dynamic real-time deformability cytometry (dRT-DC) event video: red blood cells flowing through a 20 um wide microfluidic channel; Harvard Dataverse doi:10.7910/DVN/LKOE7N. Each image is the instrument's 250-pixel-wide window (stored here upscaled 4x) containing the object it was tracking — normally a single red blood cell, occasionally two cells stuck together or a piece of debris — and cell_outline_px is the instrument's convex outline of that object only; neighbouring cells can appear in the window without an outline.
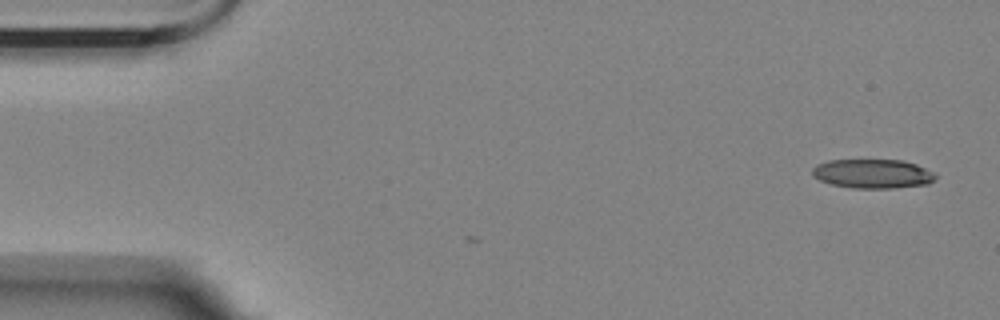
{"species": "Egyptian fruit bat (a non-hibernating species)", "species_latin": "Rousettus aegyptiacus", "temperature_condition": "room temperature", "stored_images_in_passage": 46, "camera_frame_rate_fps": 3000, "um_per_image_px": 0.085, "animal": {"sex": "female"}, "frame": {"image": 1, "passage_image": 1, "time_ms": 0.0, "image_size_px": [1000, 320], "cell_outline_px": [[936, 176], [928, 184], [896, 188], [852, 188], [832, 184], [820, 180], [812, 176], [812, 168], [816, 164], [828, 160], [904, 160], [916, 164], [936, 172]], "centroid_in_image_um": [74.18, 14.76], "position_along_channel_um": 10.8, "area_um2": 21.1}}
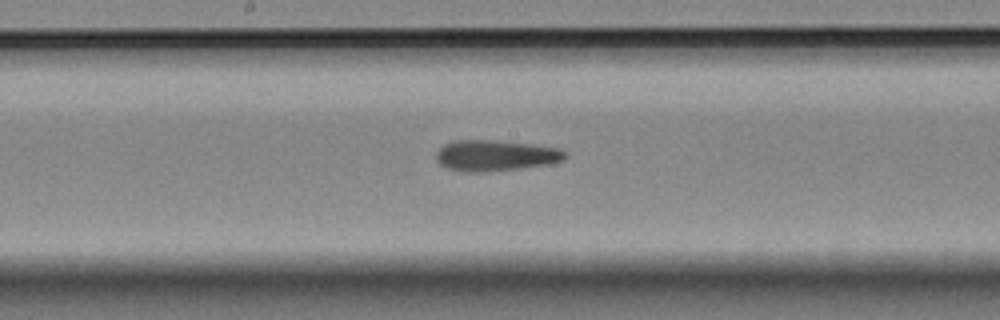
{"frame": {"image": 2, "passage_image": 27, "time_ms": 8.667, "image_size_px": [1000, 320], "cell_outline_px": [[568, 156], [564, 160], [552, 164], [520, 168], [484, 172], [464, 172], [448, 168], [440, 164], [436, 160], [436, 152], [444, 144], [452, 140], [496, 140], [532, 144], [560, 148]], "centroid_in_image_um": [42.13, 13.21], "position_along_channel_um": 206.1, "area_um2": 23.47}}
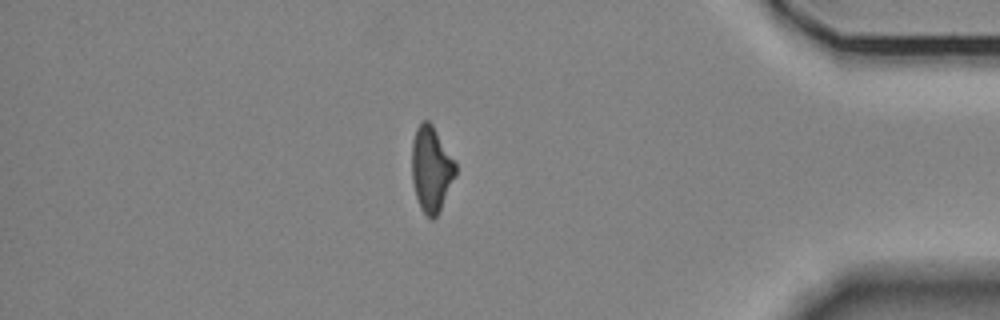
{"frame": {"image": 3, "passage_image": 46, "time_ms": 15.0, "image_size_px": [1000, 320], "cell_outline_px": [[456, 176], [440, 212], [432, 220], [420, 208], [416, 196], [412, 180], [412, 140], [416, 128], [424, 120], [428, 120], [432, 124], [456, 164]], "centroid_in_image_um": [36.66, 14.39], "position_along_channel_um": 398.5, "area_um2": 21.73}, "authors_computed_cell_mechanics": {"area_um2": 22.7443, "velocity_mm_per_s": 3.5962, "shape_relaxation_time_tau1_ms": 7.6202, "shape_relaxation_time_tau2_ms": 3.8952, "deformation_change_tau1": 0.2153, "deformation_change_tau2": 0.1556}}